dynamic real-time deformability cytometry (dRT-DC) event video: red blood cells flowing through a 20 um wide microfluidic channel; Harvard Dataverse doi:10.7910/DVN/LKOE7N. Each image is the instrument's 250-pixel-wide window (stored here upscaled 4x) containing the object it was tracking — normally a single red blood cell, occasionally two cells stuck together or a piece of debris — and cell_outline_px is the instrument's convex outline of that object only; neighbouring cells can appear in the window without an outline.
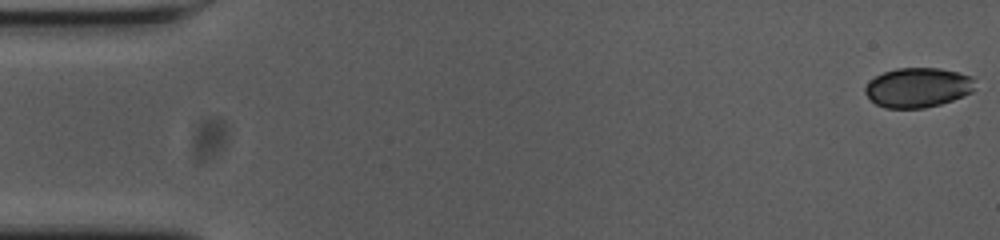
{"species": "common noctule bat (a hibernating species)", "species_latin": "Nyctalus noctula", "temperature_condition": "cold", "stored_images_in_passage": 55, "camera_frame_rate_fps": 3000, "um_per_image_px": 0.085, "animal": {"sex": "female", "body_mass_g": 23.0, "forearm_length_mm": 53.4}, "frame": {"image": 1, "passage_image": 1, "time_ms": 0.0, "image_size_px": [1000, 240], "cell_outline_px": [[972, 92], [952, 100], [940, 104], [924, 108], [884, 108], [876, 104], [864, 92], [864, 88], [868, 80], [884, 72], [896, 68], [940, 68], [972, 76]], "centroid_in_image_um": [77.96, 7.44], "position_along_channel_um": 7.0, "area_um2": 25.26}}
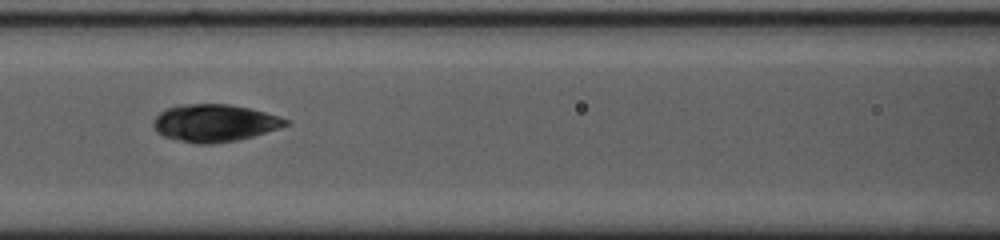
{"frame": {"image": 2, "passage_image": 24, "time_ms": 7.667, "image_size_px": [1000, 240], "cell_outline_px": [[292, 124], [252, 136], [236, 140], [204, 144], [200, 144], [180, 140], [164, 136], [156, 132], [152, 124], [152, 120], [160, 112], [168, 108], [180, 104], [228, 104], [248, 108], [280, 116], [288, 120]], "centroid_in_image_um": [18.22, 10.44], "position_along_channel_um": 148.4, "area_um2": 28.55}}
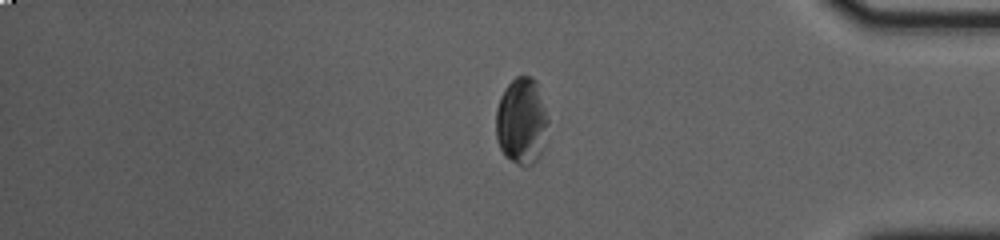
{"frame": {"image": 3, "passage_image": 46, "time_ms": 15.0, "image_size_px": [1000, 240], "cell_outline_px": [[548, 124], [544, 148], [540, 156], [532, 164], [524, 168], [516, 164], [504, 156], [500, 148], [496, 136], [496, 108], [500, 96], [504, 88], [516, 76], [532, 76], [536, 80], [548, 120]], "centroid_in_image_um": [44.33, 10.33], "position_along_channel_um": 390.9, "area_um2": 26.7}, "authors_computed_cell_mechanics": {"area_um2": 27.9174, "velocity_mm_per_s": 3.6641, "shape_relaxation_time_tau1_ms": 6.0032, "shape_relaxation_time_tau2_ms": 1.6402, "deformation_change_tau1": 0.1041, "deformation_change_tau2": 0.0558}}